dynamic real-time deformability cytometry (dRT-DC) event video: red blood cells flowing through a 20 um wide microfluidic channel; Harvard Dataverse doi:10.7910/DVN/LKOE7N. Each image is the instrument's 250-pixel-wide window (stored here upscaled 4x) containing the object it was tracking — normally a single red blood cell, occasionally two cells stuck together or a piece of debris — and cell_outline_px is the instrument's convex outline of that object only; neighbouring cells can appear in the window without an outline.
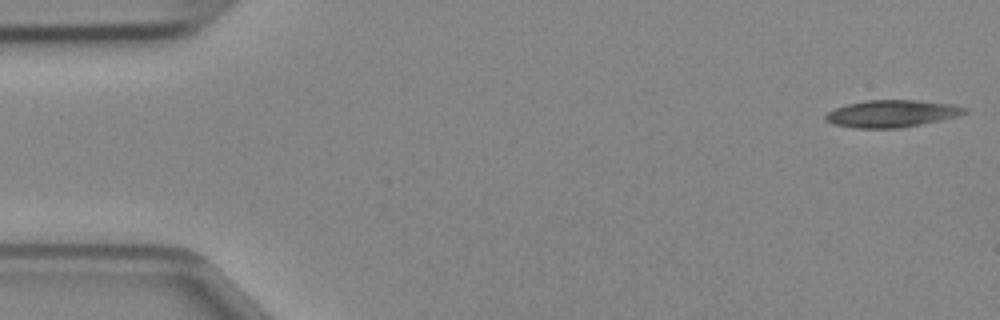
{"species": "Egyptian fruit bat (a non-hibernating species)", "species_latin": "Rousettus aegyptiacus", "temperature_condition": "cold", "stored_images_in_passage": 46, "camera_frame_rate_fps": 3000, "um_per_image_px": 0.085, "animal": {"sex": "female"}, "frame": {"image": 1, "passage_image": 1, "time_ms": 0.0, "image_size_px": [1000, 320], "cell_outline_px": [[968, 112], [960, 116], [900, 128], [856, 128], [832, 124], [824, 120], [824, 116], [828, 112], [836, 108], [848, 104], [864, 100], [916, 100], [952, 104], [968, 108]], "centroid_in_image_um": [75.81, 9.65], "position_along_channel_um": 9.2, "area_um2": 22.08}}
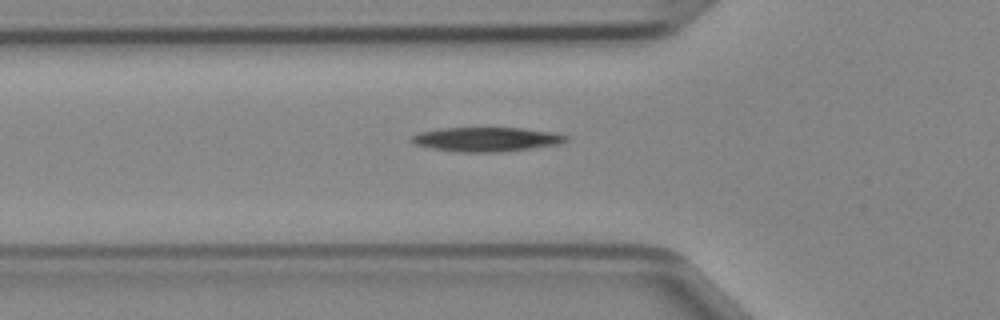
{"frame": {"image": 2, "passage_image": 15, "time_ms": 4.667, "image_size_px": [1000, 320], "cell_outline_px": [[568, 140], [560, 144], [504, 152], [460, 152], [432, 148], [416, 144], [408, 140], [408, 136], [420, 132], [444, 128], [520, 128], [556, 132], [568, 136]], "centroid_in_image_um": [41.36, 11.84], "position_along_channel_um": 84.4, "area_um2": 21.96}}
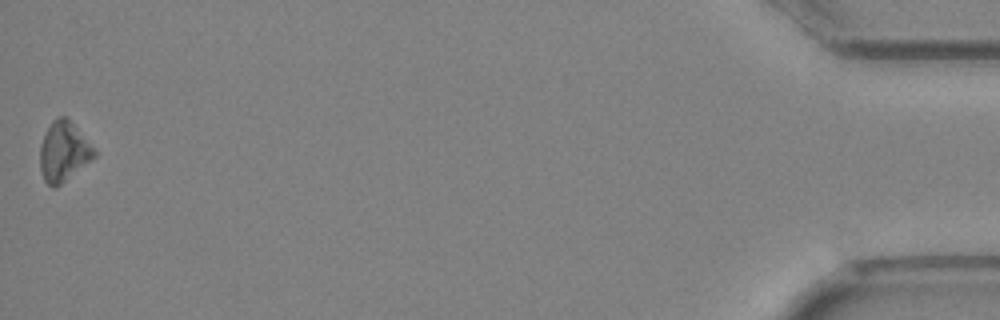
{"frame": {"image": 3, "passage_image": 46, "time_ms": 15.0, "image_size_px": [1000, 320], "cell_outline_px": [[96, 156], [92, 160], [56, 188], [52, 188], [44, 180], [40, 168], [40, 144], [52, 120], [56, 116], [68, 116], [96, 152]], "centroid_in_image_um": [5.4, 12.88], "position_along_channel_um": 429.8, "area_um2": 18.9}}